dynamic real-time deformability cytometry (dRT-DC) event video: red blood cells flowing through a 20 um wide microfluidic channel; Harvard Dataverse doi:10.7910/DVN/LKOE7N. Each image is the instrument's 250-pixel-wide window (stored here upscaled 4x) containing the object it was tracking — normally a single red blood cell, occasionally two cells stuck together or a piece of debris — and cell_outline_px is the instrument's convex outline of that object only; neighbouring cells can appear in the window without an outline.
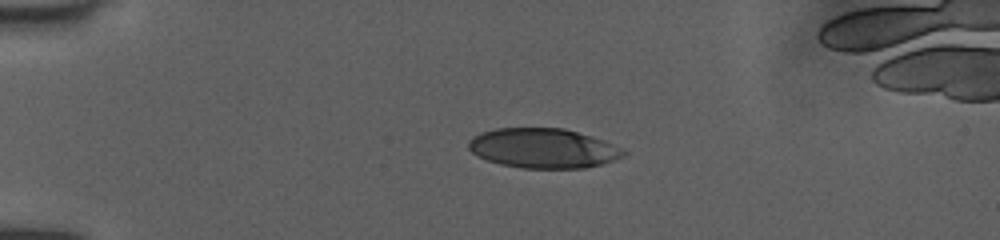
{"species": "human", "species_latin": "Homo sapiens", "temperature_condition": "room temperature", "stored_images_in_passage": 42, "camera_frame_rate_fps": 3000, "um_per_image_px": 0.085, "donor": {"sex": "female"}, "frame": {"image": 1, "passage_image": 2, "time_ms": 0.333, "image_size_px": [1000, 240], "cell_outline_px": [[628, 152], [624, 156], [600, 164], [584, 168], [520, 168], [500, 164], [476, 156], [468, 148], [468, 140], [472, 136], [480, 132], [496, 128], [564, 128], [592, 136], [604, 140]], "centroid_in_image_um": [46.13, 12.59], "position_along_channel_um": 38.9, "area_um2": 35.95}}
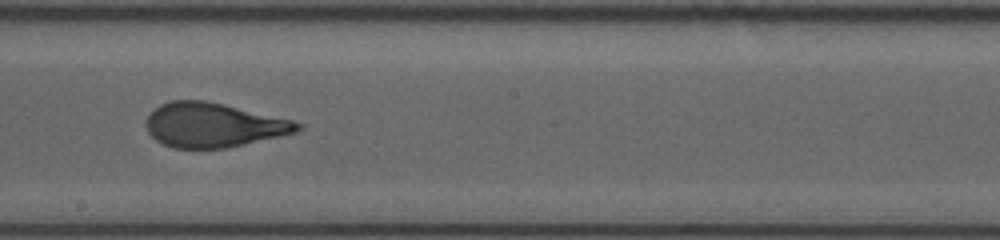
{"frame": {"image": 2, "passage_image": 20, "time_ms": 6.333, "image_size_px": [1000, 240], "cell_outline_px": [[304, 128], [296, 132], [228, 148], [172, 148], [156, 140], [148, 132], [144, 124], [148, 116], [160, 104], [168, 100], [204, 100], [224, 104], [292, 120], [304, 124]], "centroid_in_image_um": [18.13, 10.63], "position_along_channel_um": 230.1, "area_um2": 39.13}}
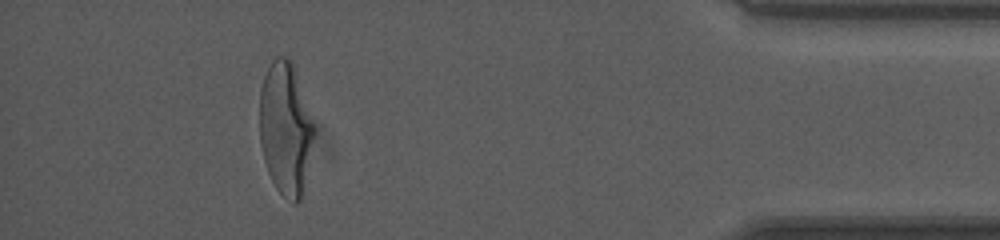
{"frame": {"image": 3, "passage_image": 37, "time_ms": 12.0, "image_size_px": [1000, 240], "cell_outline_px": [[312, 136], [300, 200], [296, 204], [292, 204], [276, 188], [268, 172], [264, 160], [260, 144], [260, 88], [264, 76], [272, 60], [276, 56], [288, 56], [292, 60], [312, 124]], "centroid_in_image_um": [24.2, 10.89], "position_along_channel_um": 411.0, "area_um2": 40.75}}